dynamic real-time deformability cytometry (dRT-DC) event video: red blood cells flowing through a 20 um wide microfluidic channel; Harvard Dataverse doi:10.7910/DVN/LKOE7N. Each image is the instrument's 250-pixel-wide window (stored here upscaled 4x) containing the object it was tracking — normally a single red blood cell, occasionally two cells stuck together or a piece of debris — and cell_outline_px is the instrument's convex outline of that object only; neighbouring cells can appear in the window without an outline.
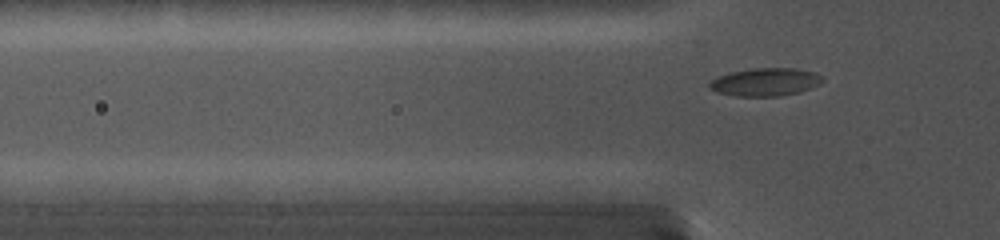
{"species": "common noctule bat (a hibernating species)", "species_latin": "Nyctalus noctula", "temperature_condition": "cold", "stored_images_in_passage": 62, "camera_frame_rate_fps": 5000, "um_per_image_px": 0.085, "animal": {"sex": "female", "body_mass_g": 19.0, "forearm_length_mm": 56.7}, "frame": {"image": 1, "passage_image": 7, "time_ms": 1.2, "image_size_px": [1000, 240], "cell_outline_px": [[820, 80], [816, 84], [808, 88], [796, 92], [780, 96], [736, 96], [720, 92], [712, 88], [708, 84], [712, 80], [720, 76], [732, 72], [756, 68], [792, 68], [812, 72], [820, 76]], "centroid_in_image_um": [65.0, 6.97], "position_along_channel_um": 60.8, "area_um2": 17.57}}
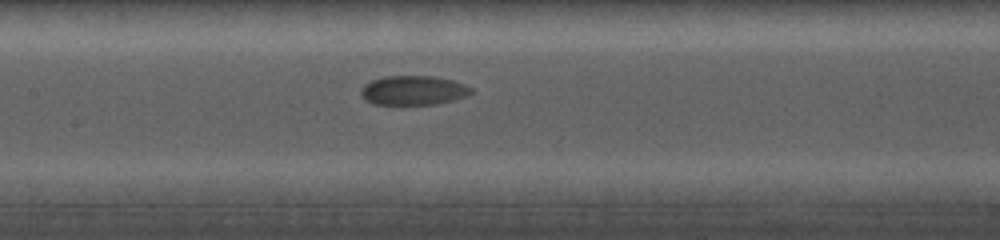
{"frame": {"image": 2, "passage_image": 23, "time_ms": 4.4, "image_size_px": [1000, 240], "cell_outline_px": [[472, 92], [464, 96], [436, 104], [372, 104], [364, 96], [364, 84], [372, 80], [384, 76], [432, 76], [452, 80], [464, 84], [472, 88]], "centroid_in_image_um": [35.16, 7.67], "position_along_channel_um": 172.2, "area_um2": 18.32}}
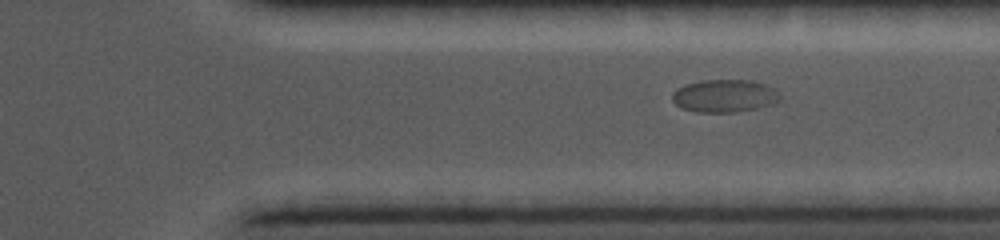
{"frame": {"image": 3, "passage_image": 48, "time_ms": 9.4, "image_size_px": [1000, 240], "cell_outline_px": [[776, 100], [756, 108], [736, 112], [700, 112], [684, 108], [676, 104], [672, 100], [672, 96], [680, 88], [688, 84], [700, 80], [752, 80], [764, 84], [772, 88]], "centroid_in_image_um": [61.5, 8.14], "position_along_channel_um": 349.9, "area_um2": 19.59}}